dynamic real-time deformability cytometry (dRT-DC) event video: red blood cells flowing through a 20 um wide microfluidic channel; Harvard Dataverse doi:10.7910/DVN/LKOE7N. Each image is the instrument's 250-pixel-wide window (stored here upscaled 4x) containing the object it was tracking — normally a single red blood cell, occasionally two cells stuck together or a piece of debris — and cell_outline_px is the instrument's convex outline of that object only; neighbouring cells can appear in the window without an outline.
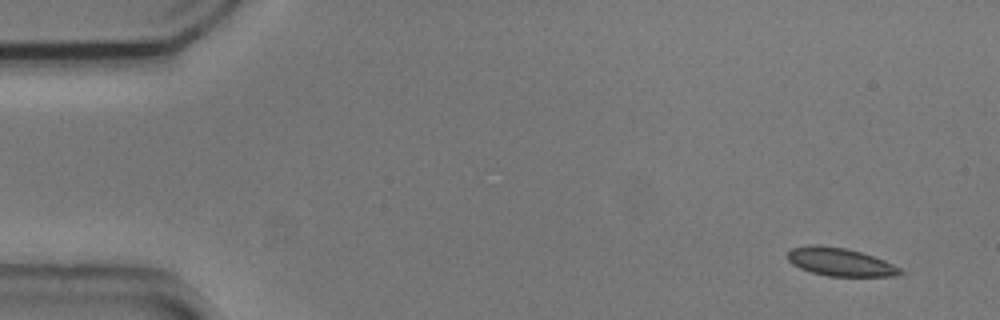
{"species": "common noctule bat (a hibernating species)", "species_latin": "Nyctalus noctula", "temperature_condition": "cold", "stored_images_in_passage": 5, "camera_frame_rate_fps": 3000, "um_per_image_px": 0.085, "animal": {"sex": "male", "body_mass_g": 20.5, "forearm_length_mm": 52.5}, "frame": {"image": 1, "passage_image": 1, "time_ms": 0.0, "image_size_px": [1000, 320], "cell_outline_px": [[904, 272], [896, 276], [828, 276], [812, 272], [800, 268], [792, 264], [788, 260], [788, 252], [792, 248], [812, 244], [820, 244], [844, 248], [860, 252], [884, 260], [900, 268]], "centroid_in_image_um": [71.39, 22.26], "position_along_channel_um": 13.6, "area_um2": 18.32}}
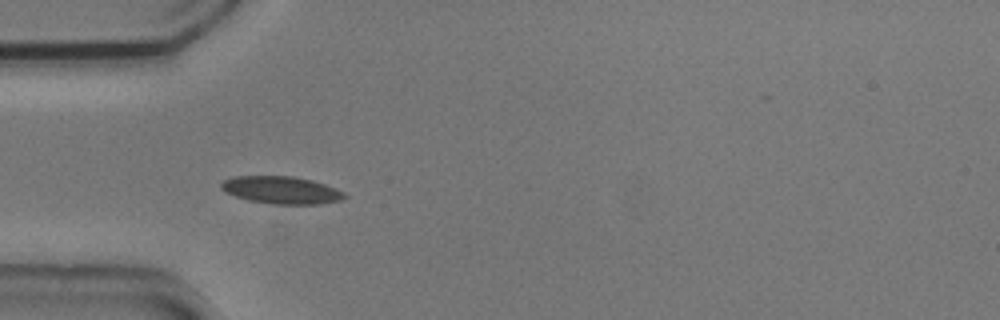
{"frame": {"image": 2, "passage_image": 4, "time_ms": 1.0, "image_size_px": [1000, 320], "cell_outline_px": [[348, 196], [340, 200], [320, 204], [272, 204], [248, 200], [224, 192], [220, 188], [220, 184], [224, 180], [236, 176], [292, 176], [312, 180], [324, 184], [344, 192]], "centroid_in_image_um": [23.9, 16.16], "position_along_channel_um": 61.1, "area_um2": 19.71}}